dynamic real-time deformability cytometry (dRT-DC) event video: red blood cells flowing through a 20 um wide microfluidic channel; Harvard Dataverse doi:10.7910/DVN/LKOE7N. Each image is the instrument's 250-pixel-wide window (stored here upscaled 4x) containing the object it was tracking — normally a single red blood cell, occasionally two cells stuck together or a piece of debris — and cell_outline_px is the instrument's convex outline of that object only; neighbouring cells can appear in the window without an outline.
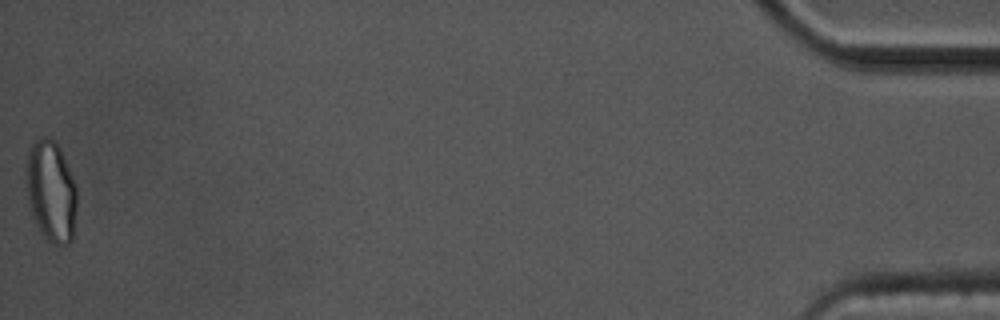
{"species": "common noctule bat (a hibernating species)", "species_latin": "Nyctalus noctula", "temperature_condition": "cold", "stored_images_in_passage": 44, "camera_frame_rate_fps": 3000, "um_per_image_px": 0.085, "animal": {"sex": "male", "body_mass_g": 17.5, "forearm_length_mm": 52.3}, "frame": {"image": 1, "passage_image": 44, "time_ms": 14.333, "image_size_px": [1000, 320], "cell_outline_px": [[76, 212], [72, 240], [68, 244], [56, 244], [48, 240], [44, 236], [32, 212], [28, 196], [28, 152], [32, 144], [40, 136], [44, 136], [56, 140], [60, 148], [76, 188]], "centroid_in_image_um": [4.38, 16.23], "position_along_channel_um": 430.8, "area_um2": 29.02}, "authors_computed_cell_mechanics": {"area_um2": 19.6231, "velocity_mm_per_s": 3.3876, "shape_relaxation_time_tau1_ms": 7.221, "shape_relaxation_time_tau2_ms": 1.8538, "deformation_change_tau1": 0.1371, "deformation_change_tau2": 0.0657}}